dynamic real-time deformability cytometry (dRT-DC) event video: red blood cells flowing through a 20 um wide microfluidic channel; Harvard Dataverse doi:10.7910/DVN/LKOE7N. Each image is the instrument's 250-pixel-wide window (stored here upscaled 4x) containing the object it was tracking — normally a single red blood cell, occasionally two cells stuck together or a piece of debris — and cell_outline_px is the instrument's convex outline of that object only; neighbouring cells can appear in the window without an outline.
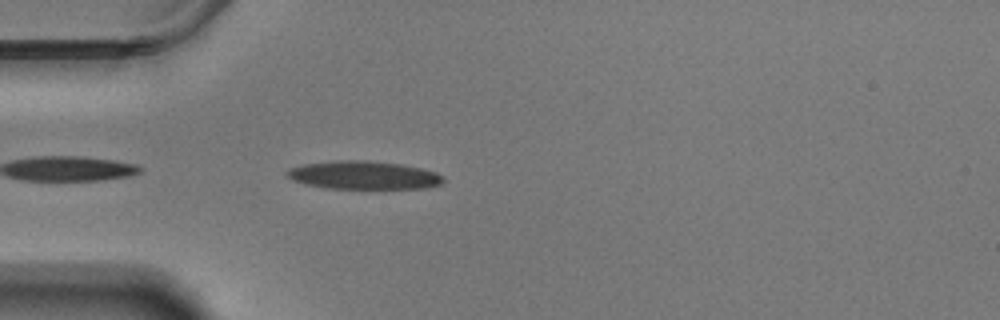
{"species": "Egyptian fruit bat (a non-hibernating species)", "species_latin": "Rousettus aegyptiacus", "temperature_condition": "warm", "stored_images_in_passage": 10, "camera_frame_rate_fps": 3000, "um_per_image_px": 0.085, "animal": {"sex": "male"}, "frame": {"image": 1, "passage_image": 2, "time_ms": 0.333, "image_size_px": [1000, 320], "cell_outline_px": [[444, 180], [440, 184], [424, 188], [324, 188], [304, 184], [292, 180], [284, 172], [288, 168], [304, 164], [336, 160], [368, 160], [400, 164], [420, 168], [436, 172], [444, 176]], "centroid_in_image_um": [30.87, 14.88], "position_along_channel_um": 54.1, "area_um2": 25.72}}
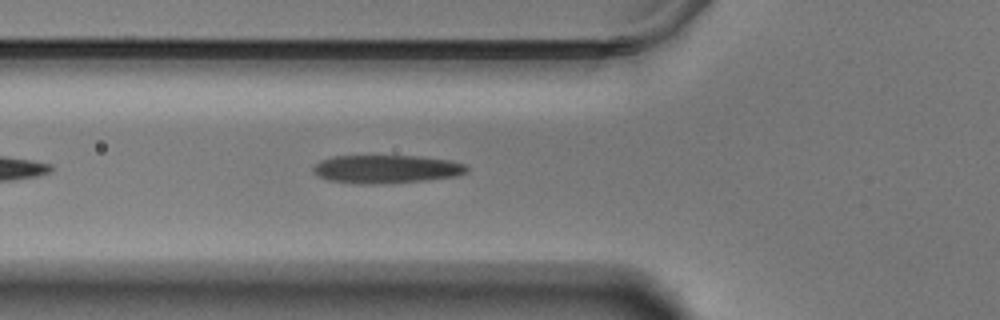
{"frame": {"image": 2, "passage_image": 6, "time_ms": 1.667, "image_size_px": [1000, 320], "cell_outline_px": [[468, 172], [456, 176], [424, 180], [376, 184], [364, 184], [328, 180], [320, 176], [312, 168], [320, 160], [332, 156], [420, 156], [452, 160], [464, 164], [468, 168]], "centroid_in_image_um": [32.87, 14.36], "position_along_channel_um": 92.9, "area_um2": 25.14}}
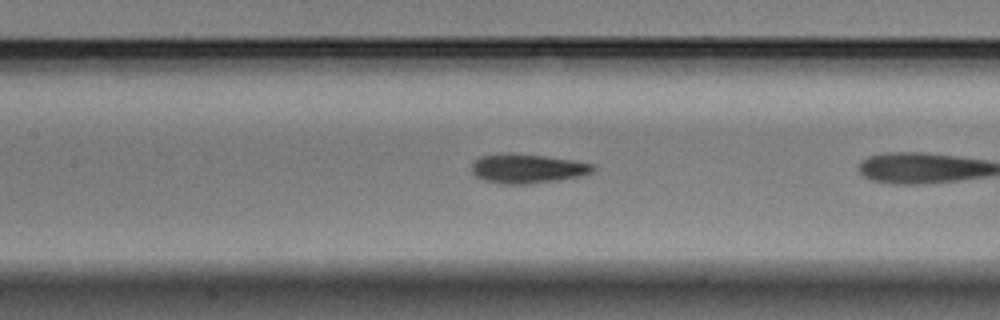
{"frame": {"image": 3, "passage_image": 9, "time_ms": 2.667, "image_size_px": [1000, 320], "cell_outline_px": [[596, 168], [592, 172], [580, 176], [556, 180], [528, 184], [504, 184], [484, 180], [476, 176], [472, 172], [472, 164], [480, 156], [544, 156], [572, 160], [592, 164]], "centroid_in_image_um": [44.87, 14.38], "position_along_channel_um": 162.5, "area_um2": 19.65}}